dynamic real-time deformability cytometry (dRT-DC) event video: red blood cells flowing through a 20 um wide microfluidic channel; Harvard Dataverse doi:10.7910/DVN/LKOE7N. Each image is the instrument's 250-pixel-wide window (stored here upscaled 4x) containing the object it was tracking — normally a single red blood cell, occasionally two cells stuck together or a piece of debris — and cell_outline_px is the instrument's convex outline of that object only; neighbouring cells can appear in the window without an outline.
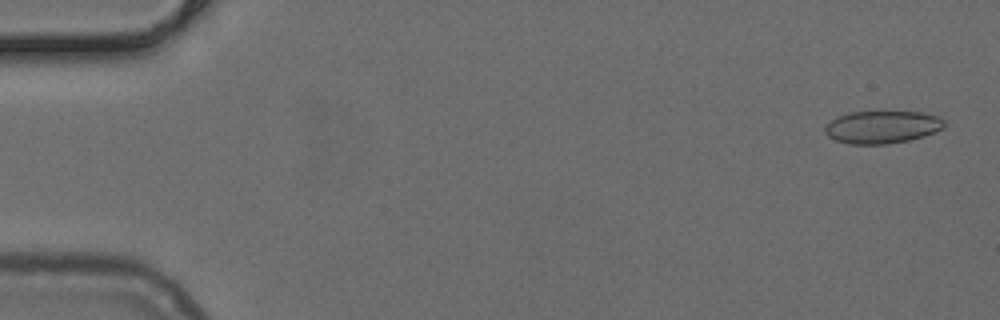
{"species": "common noctule bat (a hibernating species)", "species_latin": "Nyctalus noctula", "temperature_condition": "cold", "stored_images_in_passage": 51, "camera_frame_rate_fps": 3000, "um_per_image_px": 0.085, "animal": {"sex": "female", "body_mass_g": 24.6, "forearm_length_mm": 56.2}, "frame": {"image": 1, "passage_image": 2, "time_ms": 0.333, "image_size_px": [1000, 320], "cell_outline_px": [[944, 124], [940, 128], [924, 136], [908, 140], [888, 144], [848, 144], [836, 140], [828, 136], [824, 132], [824, 128], [836, 116], [848, 112], [920, 112], [940, 116], [944, 120]], "centroid_in_image_um": [74.94, 10.8], "position_along_channel_um": 10.1, "area_um2": 22.54}}
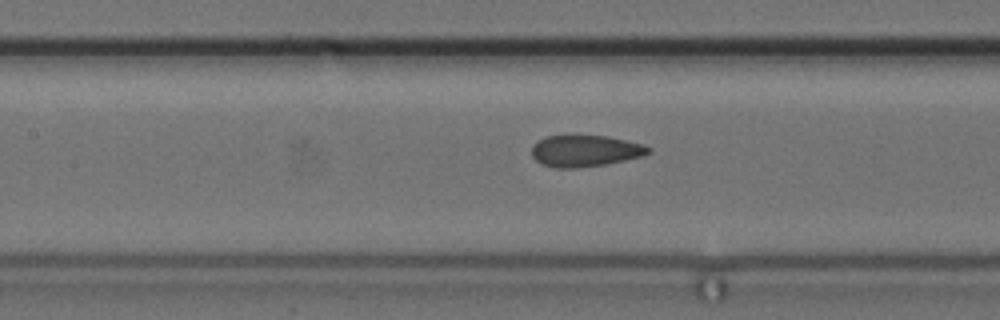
{"frame": {"image": 2, "passage_image": 23, "time_ms": 7.333, "image_size_px": [1000, 320], "cell_outline_px": [[652, 152], [644, 156], [604, 164], [576, 168], [556, 168], [540, 164], [532, 156], [532, 148], [544, 136], [608, 136], [644, 144], [652, 148]], "centroid_in_image_um": [49.78, 12.83], "position_along_channel_um": 157.6, "area_um2": 21.39}}
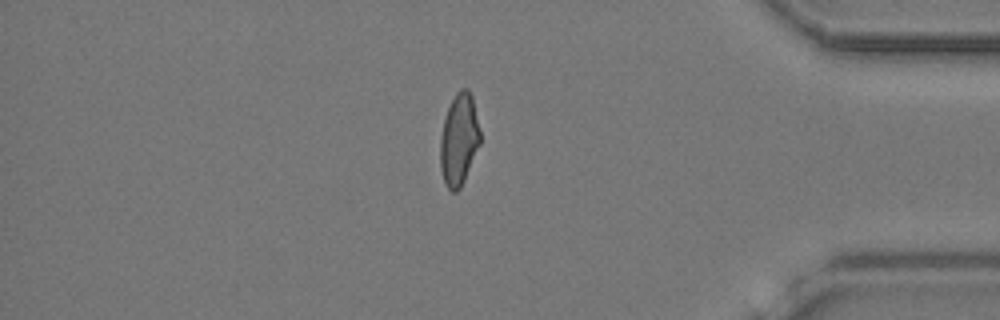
{"frame": {"image": 3, "passage_image": 43, "time_ms": 14.0, "image_size_px": [1000, 320], "cell_outline_px": [[480, 144], [464, 180], [460, 188], [456, 192], [452, 192], [444, 184], [440, 168], [440, 140], [444, 120], [448, 108], [456, 92], [460, 88], [468, 88], [472, 96], [480, 132]], "centroid_in_image_um": [39.01, 11.88], "position_along_channel_um": 396.2, "area_um2": 21.27}}